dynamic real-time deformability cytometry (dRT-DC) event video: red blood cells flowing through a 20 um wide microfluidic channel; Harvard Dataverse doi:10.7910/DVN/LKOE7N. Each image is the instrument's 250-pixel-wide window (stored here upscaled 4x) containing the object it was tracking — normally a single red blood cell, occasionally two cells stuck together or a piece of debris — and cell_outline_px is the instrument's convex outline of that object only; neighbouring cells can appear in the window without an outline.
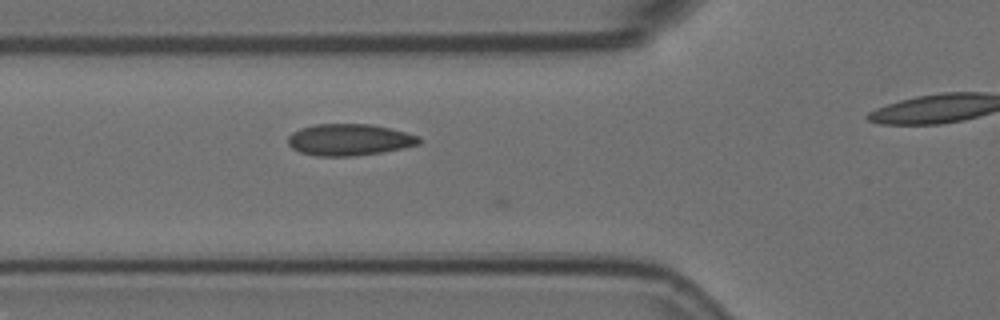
{"species": "Egyptian fruit bat (a non-hibernating species)", "species_latin": "Rousettus aegyptiacus", "temperature_condition": "room temperature", "stored_images_in_passage": 6, "camera_frame_rate_fps": 3000, "um_per_image_px": 0.085, "animal": {"sex": "female"}, "frame": {"image": 1, "passage_image": 5, "time_ms": 1.333, "image_size_px": [1000, 320], "cell_outline_px": [[424, 140], [420, 144], [404, 148], [356, 156], [316, 156], [300, 152], [292, 148], [288, 144], [288, 136], [292, 132], [300, 128], [316, 124], [372, 124], [420, 136]], "centroid_in_image_um": [29.7, 11.88], "position_along_channel_um": 96.1, "area_um2": 24.28}}